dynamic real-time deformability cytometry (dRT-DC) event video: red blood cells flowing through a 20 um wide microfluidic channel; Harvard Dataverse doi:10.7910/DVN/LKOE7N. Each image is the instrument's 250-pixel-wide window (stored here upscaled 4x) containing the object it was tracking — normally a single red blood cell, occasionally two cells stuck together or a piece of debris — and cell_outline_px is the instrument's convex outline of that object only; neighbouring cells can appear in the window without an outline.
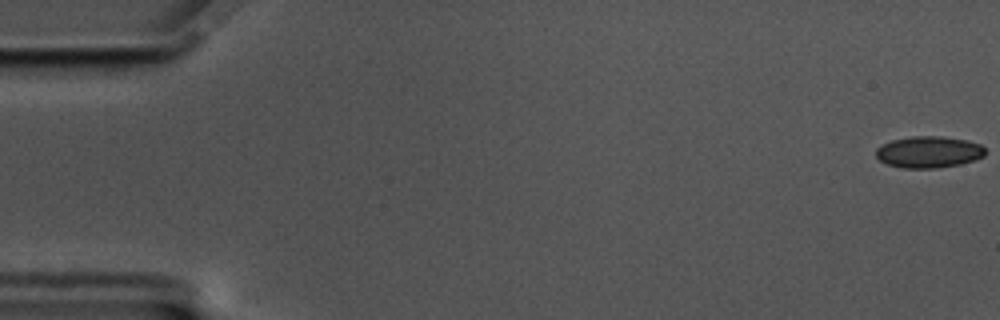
{"species": "common noctule bat (a hibernating species)", "species_latin": "Nyctalus noctula", "temperature_condition": "cold", "stored_images_in_passage": 58, "camera_frame_rate_fps": 3000, "um_per_image_px": 0.085, "animal": {"sex": "male", "body_mass_g": 17.5, "forearm_length_mm": 52.3}, "frame": {"image": 1, "passage_image": 1, "time_ms": 0.0, "image_size_px": [1000, 320], "cell_outline_px": [[984, 156], [976, 160], [960, 164], [936, 168], [900, 168], [888, 164], [880, 160], [876, 156], [876, 148], [892, 140], [912, 136], [940, 136], [964, 140], [980, 144], [984, 148]], "centroid_in_image_um": [78.94, 12.93], "position_along_channel_um": 6.1, "area_um2": 20.0}}
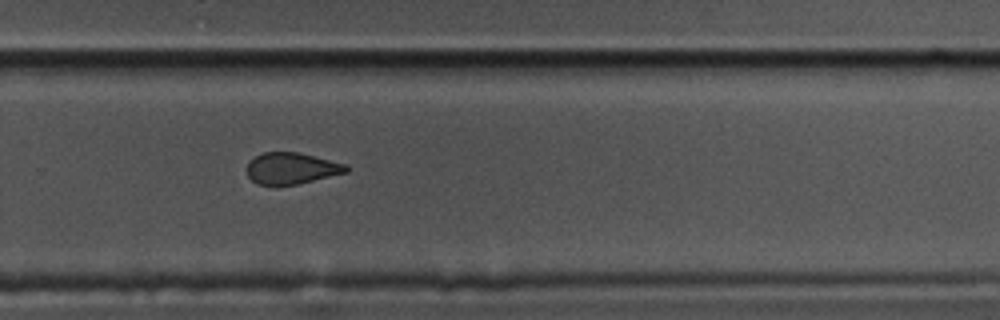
{"frame": {"image": 2, "passage_image": 39, "time_ms": 12.667, "image_size_px": [1000, 320], "cell_outline_px": [[348, 172], [296, 184], [256, 184], [248, 176], [244, 168], [248, 160], [264, 152], [300, 152], [344, 164], [348, 168]], "centroid_in_image_um": [24.7, 14.29], "position_along_channel_um": 305.1, "area_um2": 18.09}}
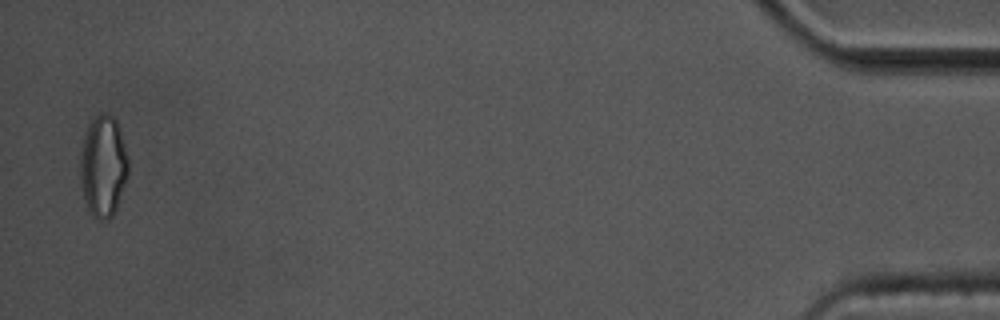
{"frame": {"image": 3, "passage_image": 57, "time_ms": 18.667, "image_size_px": [1000, 320], "cell_outline_px": [[128, 172], [116, 208], [112, 216], [104, 220], [96, 220], [92, 216], [88, 208], [84, 196], [80, 180], [80, 152], [88, 124], [100, 112], [104, 112], [112, 116], [116, 120], [124, 144], [128, 160]], "centroid_in_image_um": [8.75, 14.12], "position_along_channel_um": 426.4, "area_um2": 28.15}, "authors_computed_cell_mechanics": {"area_um2": 20.1144, "velocity_mm_per_s": 3.5111, "shape_relaxation_time_tau1_ms": 7.5839, "shape_relaxation_time_tau2_ms": 1.8978, "deformation_change_tau1": 0.0834, "deformation_change_tau2": 0.0571}}